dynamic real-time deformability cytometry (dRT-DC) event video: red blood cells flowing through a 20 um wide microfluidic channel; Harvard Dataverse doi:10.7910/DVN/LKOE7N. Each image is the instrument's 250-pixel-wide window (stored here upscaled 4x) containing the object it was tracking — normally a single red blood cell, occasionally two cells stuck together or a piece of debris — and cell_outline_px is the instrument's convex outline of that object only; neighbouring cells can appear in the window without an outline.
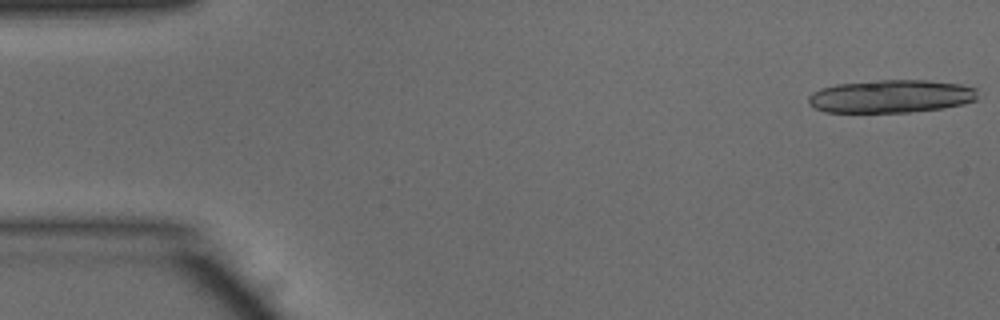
{"species": "common noctule bat (a hibernating species)", "species_latin": "Nyctalus noctula", "temperature_condition": "warm", "stored_images_in_passage": 13, "camera_frame_rate_fps": 3000, "um_per_image_px": 0.085, "animal": {"sex": "male", "body_mass_g": 15.6}, "frame": {"image": 1, "passage_image": 1, "time_ms": 0.0, "image_size_px": [1000, 320], "cell_outline_px": [[976, 100], [964, 104], [944, 108], [908, 112], [824, 112], [808, 104], [808, 96], [812, 92], [820, 88], [836, 84], [880, 80], [928, 80], [960, 84], [976, 88]], "centroid_in_image_um": [75.72, 8.18], "position_along_channel_um": 9.3, "area_um2": 32.66}}